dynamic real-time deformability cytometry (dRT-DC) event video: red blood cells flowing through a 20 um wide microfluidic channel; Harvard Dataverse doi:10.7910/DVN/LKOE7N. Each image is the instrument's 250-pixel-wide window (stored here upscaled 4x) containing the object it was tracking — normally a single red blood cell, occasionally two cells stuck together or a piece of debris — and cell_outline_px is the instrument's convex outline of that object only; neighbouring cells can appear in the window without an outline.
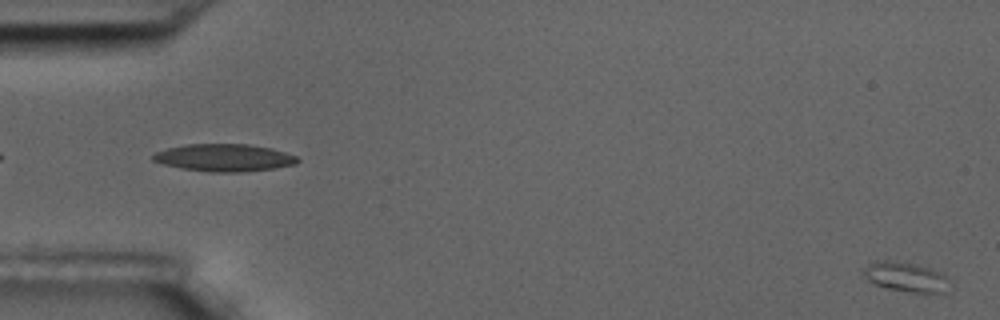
{"species": "common noctule bat (a hibernating species)", "species_latin": "Nyctalus noctula", "temperature_condition": "room temperature", "stored_images_in_passage": 5, "segment_of_instrument_passage": [2, 2], "camera_frame_rate_fps": 3000, "um_per_image_px": 0.085, "animal": {"sex": "male", "body_mass_g": 17.5, "forearm_length_mm": 52.3}, "frame": {"image": 1, "passage_image": 5, "time_ms": 4.667, "image_size_px": [1000, 320], "cell_outline_px": [[948, 292], [928, 296], [888, 288], [876, 284], [868, 280], [860, 272], [868, 264], [876, 260], [888, 260], [916, 264], [932, 268], [940, 272], [944, 276]], "centroid_in_image_um": [77.0, 23.57], "position_along_channel_um": 8.0, "area_um2": 15.26}}